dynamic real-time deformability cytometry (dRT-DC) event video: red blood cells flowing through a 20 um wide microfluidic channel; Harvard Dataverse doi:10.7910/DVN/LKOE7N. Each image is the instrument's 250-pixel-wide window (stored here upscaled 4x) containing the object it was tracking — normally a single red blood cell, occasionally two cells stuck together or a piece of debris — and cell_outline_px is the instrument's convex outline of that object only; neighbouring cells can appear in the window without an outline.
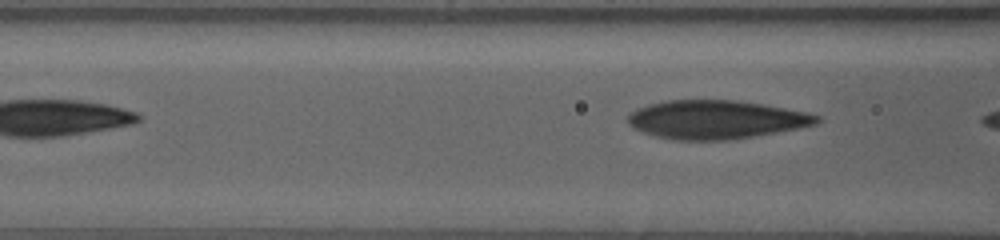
{"species": "human", "species_latin": "Homo sapiens", "temperature_condition": "warm", "stored_images_in_passage": 14, "camera_frame_rate_fps": 3000, "um_per_image_px": 0.085, "donor": {"sex": "female"}, "frame": {"image": 1, "passage_image": 7, "time_ms": 2.0, "image_size_px": [1000, 240], "cell_outline_px": [[820, 120], [816, 124], [776, 132], [728, 140], [672, 140], [656, 136], [632, 128], [628, 124], [628, 116], [636, 108], [648, 104], [668, 100], [740, 100], [764, 104], [808, 112], [820, 116]], "centroid_in_image_um": [60.84, 10.15], "position_along_channel_um": 105.8, "area_um2": 42.48}}
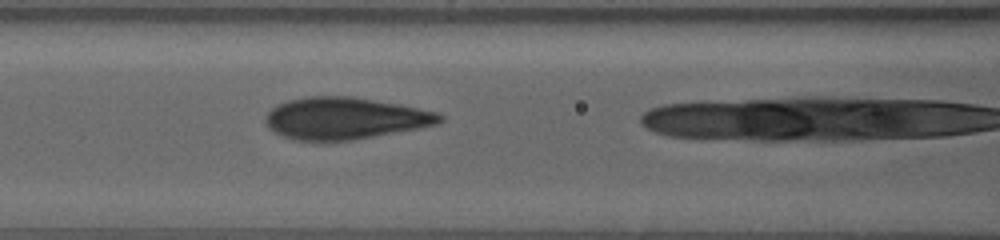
{"frame": {"image": 2, "passage_image": 13, "time_ms": 4.0, "image_size_px": [1000, 240], "cell_outline_px": [[444, 120], [436, 124], [416, 128], [352, 140], [292, 140], [268, 128], [264, 120], [264, 116], [276, 104], [288, 100], [304, 96], [352, 96], [416, 108], [436, 112], [444, 116]], "centroid_in_image_um": [29.24, 10.04], "position_along_channel_um": 137.4, "area_um2": 42.08}}